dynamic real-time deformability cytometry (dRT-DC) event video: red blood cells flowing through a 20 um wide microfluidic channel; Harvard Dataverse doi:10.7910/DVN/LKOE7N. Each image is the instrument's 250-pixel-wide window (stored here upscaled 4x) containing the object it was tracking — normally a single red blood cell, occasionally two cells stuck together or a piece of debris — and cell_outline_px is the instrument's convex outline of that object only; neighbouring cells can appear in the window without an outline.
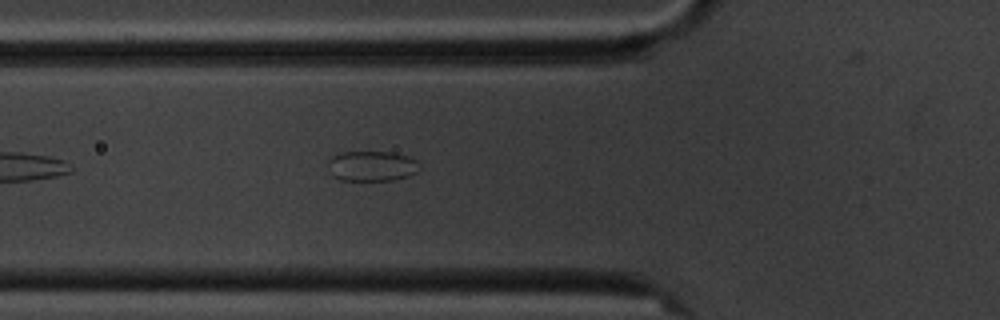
{"species": "common noctule bat (a hibernating species)", "species_latin": "Nyctalus noctula", "temperature_condition": "cold", "stored_images_in_passage": 3, "camera_frame_rate_fps": 3000, "um_per_image_px": 0.085, "animal": {"sex": "male", "body_mass_g": 20.1, "forearm_length_mm": 53.5}, "frame": {"image": 1, "passage_image": 3, "time_ms": 2.333, "image_size_px": [1000, 320], "cell_outline_px": [[420, 168], [416, 172], [408, 176], [392, 180], [340, 180], [332, 176], [328, 164], [328, 160], [332, 156], [340, 152], [392, 152], [408, 156], [416, 160]], "centroid_in_image_um": [31.59, 14.11], "position_along_channel_um": 94.2, "area_um2": 16.13}}